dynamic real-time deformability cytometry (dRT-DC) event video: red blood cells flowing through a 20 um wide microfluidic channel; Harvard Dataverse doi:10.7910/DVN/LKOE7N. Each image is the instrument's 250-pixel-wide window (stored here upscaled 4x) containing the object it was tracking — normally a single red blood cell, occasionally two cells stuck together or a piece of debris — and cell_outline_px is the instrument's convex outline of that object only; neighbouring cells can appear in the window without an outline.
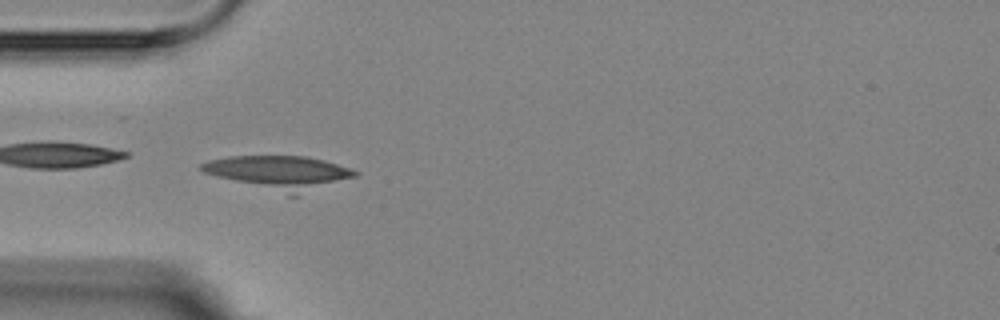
{"species": "Egyptian fruit bat (a non-hibernating species)", "species_latin": "Rousettus aegyptiacus", "temperature_condition": "room temperature", "stored_images_in_passage": 6, "camera_frame_rate_fps": 3000, "um_per_image_px": 0.085, "animal": {"sex": "female"}, "frame": {"image": 1, "passage_image": 3, "time_ms": 5.667, "image_size_px": [1000, 320], "cell_outline_px": [[360, 172], [356, 176], [296, 196], [288, 196], [216, 176], [204, 172], [200, 168], [200, 164], [208, 160], [228, 156], [304, 156], [324, 160]], "centroid_in_image_um": [23.72, 14.67], "position_along_channel_um": 61.3, "area_um2": 29.88}}
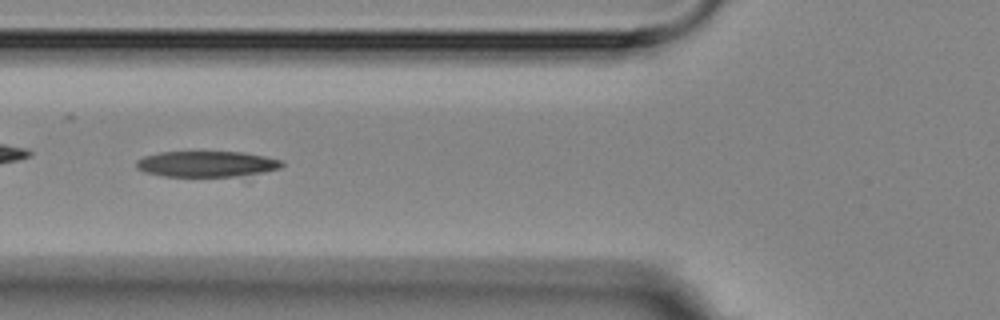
{"frame": {"image": 2, "passage_image": 4, "time_ms": 7.0, "image_size_px": [1000, 320], "cell_outline_px": [[284, 164], [280, 168], [264, 172], [236, 176], [164, 176], [144, 172], [136, 168], [136, 160], [144, 156], [160, 152], [244, 152], [284, 160]], "centroid_in_image_um": [17.57, 13.93], "position_along_channel_um": 108.2, "area_um2": 21.91}}
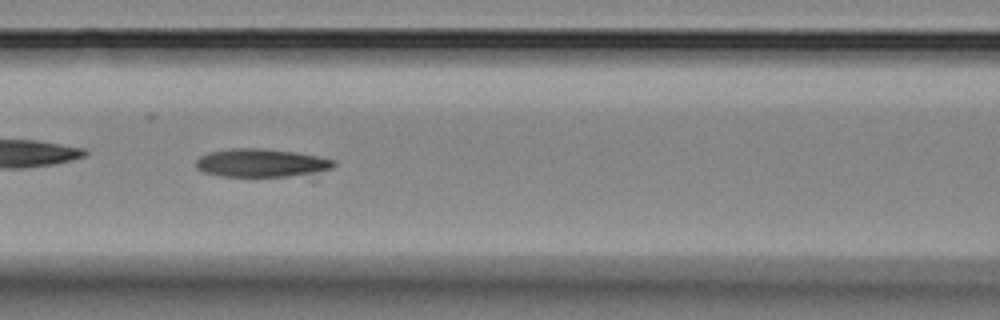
{"frame": {"image": 3, "passage_image": 5, "time_ms": 8.0, "image_size_px": [1000, 320], "cell_outline_px": [[336, 164], [332, 168], [316, 180], [312, 180], [220, 176], [204, 172], [196, 168], [196, 160], [200, 156], [208, 152], [232, 148], [260, 148], [296, 152], [336, 160]], "centroid_in_image_um": [22.45, 13.94], "position_along_channel_um": 144.2, "area_um2": 24.85}}